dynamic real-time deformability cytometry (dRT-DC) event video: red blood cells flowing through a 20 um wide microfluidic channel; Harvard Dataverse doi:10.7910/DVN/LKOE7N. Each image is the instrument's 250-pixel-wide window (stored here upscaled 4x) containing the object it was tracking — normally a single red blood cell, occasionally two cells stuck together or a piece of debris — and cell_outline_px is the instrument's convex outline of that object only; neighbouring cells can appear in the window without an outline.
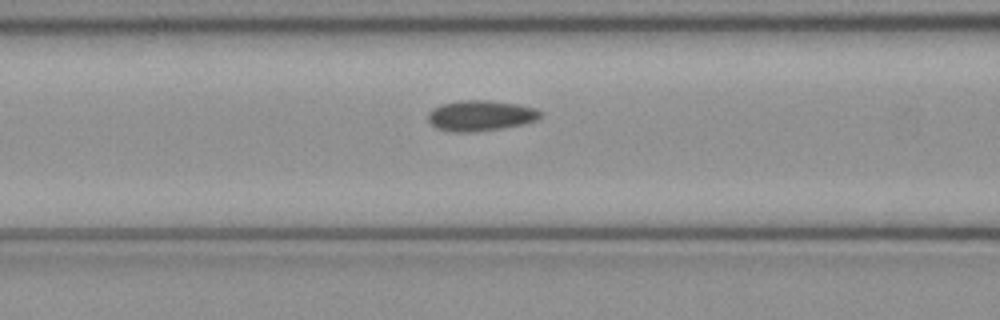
{"species": "common noctule bat (a hibernating species)", "species_latin": "Nyctalus noctula", "temperature_condition": "cold", "stored_images_in_passage": 50, "camera_frame_rate_fps": 3000, "um_per_image_px": 0.085, "animal": {"sex": "female", "body_mass_g": 21.9}, "frame": {"image": 1, "passage_image": 20, "time_ms": 6.333, "image_size_px": [1000, 320], "cell_outline_px": [[540, 116], [536, 120], [524, 124], [504, 128], [472, 132], [448, 132], [436, 128], [428, 120], [428, 112], [432, 108], [440, 104], [460, 100], [492, 100], [520, 104], [536, 108], [540, 112]], "centroid_in_image_um": [40.82, 9.82], "position_along_channel_um": 125.8, "area_um2": 20.35}}
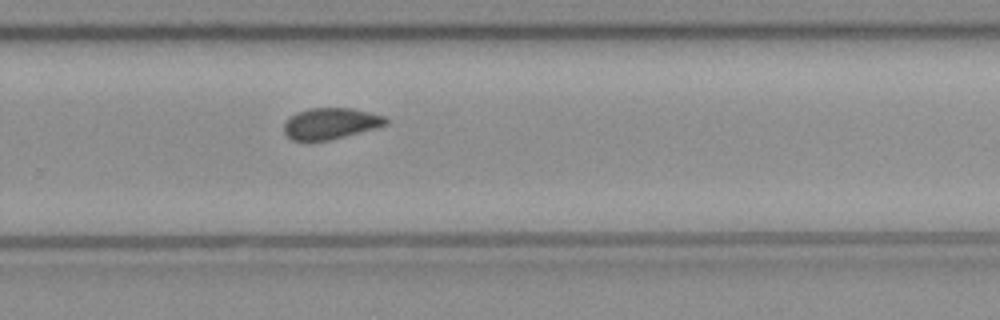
{"frame": {"image": 2, "passage_image": 33, "time_ms": 10.667, "image_size_px": [1000, 320], "cell_outline_px": [[388, 124], [376, 128], [328, 140], [292, 140], [284, 132], [284, 124], [296, 112], [312, 108], [352, 108], [384, 116], [388, 120]], "centroid_in_image_um": [28.12, 10.49], "position_along_channel_um": 301.7, "area_um2": 18.21}}
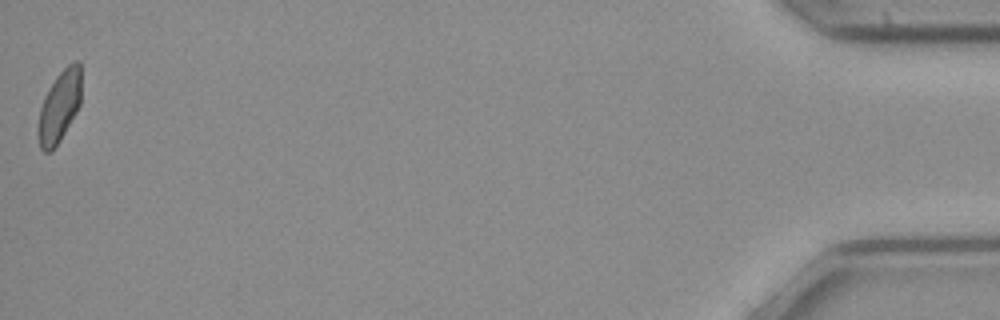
{"frame": {"image": 3, "passage_image": 50, "time_ms": 16.333, "image_size_px": [1000, 320], "cell_outline_px": [[80, 104], [76, 112], [60, 140], [52, 152], [44, 152], [40, 148], [36, 132], [36, 128], [40, 108], [44, 96], [48, 88], [56, 76], [72, 60], [80, 60]], "centroid_in_image_um": [5.01, 9.06], "position_along_channel_um": 430.2, "area_um2": 18.21}, "authors_computed_cell_mechanics": {"area_um2": 19.2763, "velocity_mm_per_s": 4.0705, "shape_relaxation_time_tau1_ms": 10.6246, "shape_relaxation_time_tau2_ms": 1.3543, "deformation_change_tau1": 0.1324, "deformation_change_tau2": 0.0319}}